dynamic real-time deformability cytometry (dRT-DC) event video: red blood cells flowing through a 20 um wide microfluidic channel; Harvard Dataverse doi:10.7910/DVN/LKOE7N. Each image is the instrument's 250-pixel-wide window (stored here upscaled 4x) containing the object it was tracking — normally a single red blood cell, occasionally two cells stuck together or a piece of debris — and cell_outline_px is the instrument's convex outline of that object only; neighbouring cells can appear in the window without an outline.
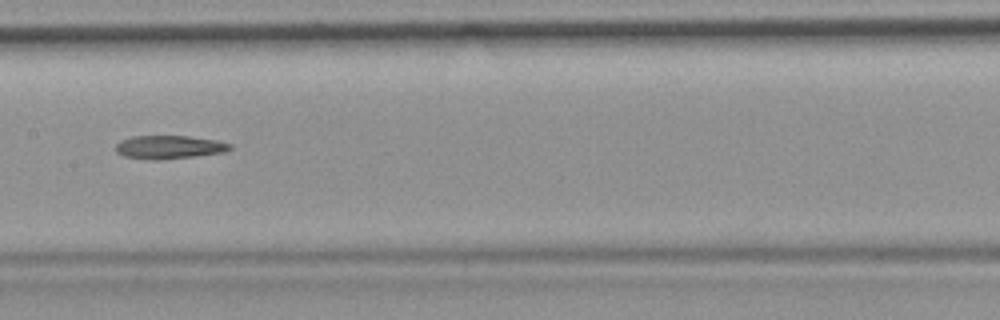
{"species": "common noctule bat (a hibernating species)", "species_latin": "Nyctalus noctula", "temperature_condition": "room temperature", "stored_images_in_passage": 38, "camera_frame_rate_fps": 3000, "um_per_image_px": 0.085, "animal": {"sex": "female", "body_mass_g": 19.9}, "frame": {"image": 1, "passage_image": 12, "time_ms": 3.667, "image_size_px": [1000, 320], "cell_outline_px": [[232, 148], [224, 152], [160, 160], [152, 160], [124, 156], [116, 152], [116, 144], [120, 140], [132, 136], [188, 136], [216, 140], [232, 144]], "centroid_in_image_um": [14.36, 12.5], "position_along_channel_um": 193.0, "area_um2": 15.49}}